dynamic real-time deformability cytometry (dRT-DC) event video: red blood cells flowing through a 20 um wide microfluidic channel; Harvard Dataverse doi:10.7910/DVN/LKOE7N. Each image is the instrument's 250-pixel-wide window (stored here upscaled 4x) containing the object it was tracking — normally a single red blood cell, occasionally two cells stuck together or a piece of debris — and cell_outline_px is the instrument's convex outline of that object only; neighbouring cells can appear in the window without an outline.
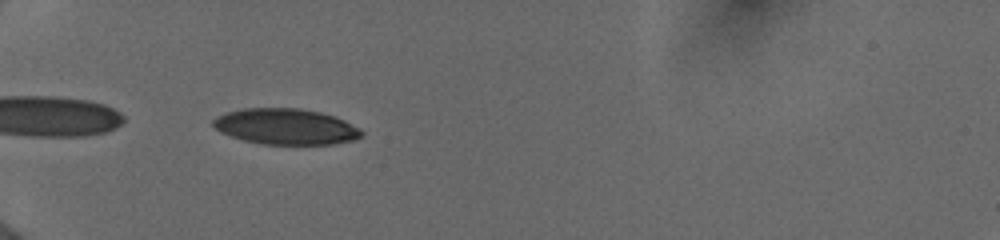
{"species": "human", "species_latin": "Homo sapiens", "temperature_condition": "cold", "stored_images_in_passage": 35, "camera_frame_rate_fps": 3000, "um_per_image_px": 0.085, "donor": {"sex": "female"}, "frame": {"image": 1, "passage_image": 1, "time_ms": 0.0, "image_size_px": [1000, 240], "cell_outline_px": [[364, 136], [356, 140], [332, 144], [260, 144], [244, 140], [220, 132], [212, 124], [212, 120], [216, 116], [228, 112], [244, 108], [300, 108], [320, 112], [344, 120], [360, 128], [364, 132]], "centroid_in_image_um": [24.32, 10.76], "position_along_channel_um": 60.7, "area_um2": 31.1}}
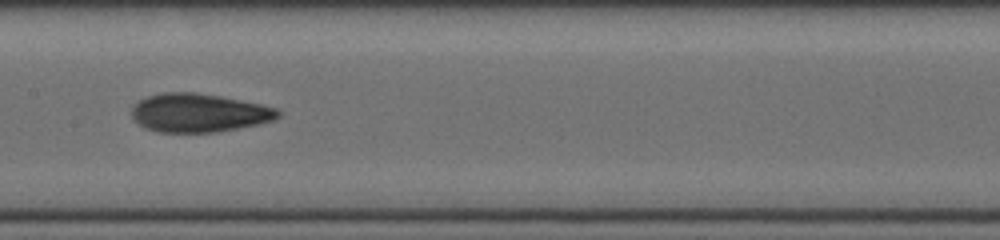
{"frame": {"image": 2, "passage_image": 12, "time_ms": 3.667, "image_size_px": [1000, 240], "cell_outline_px": [[280, 116], [272, 120], [256, 124], [216, 132], [156, 132], [144, 128], [132, 120], [132, 104], [148, 96], [160, 92], [196, 92], [220, 96], [260, 104], [276, 108], [280, 112]], "centroid_in_image_um": [16.83, 9.59], "position_along_channel_um": 190.6, "area_um2": 32.89}}
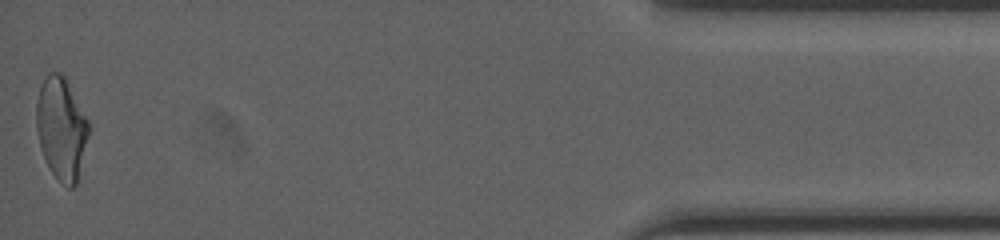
{"frame": {"image": 3, "passage_image": 35, "time_ms": 11.333, "image_size_px": [1000, 240], "cell_outline_px": [[88, 136], [76, 184], [72, 188], [68, 188], [60, 184], [52, 172], [40, 148], [36, 128], [36, 100], [40, 88], [48, 72], [60, 72], [64, 76], [88, 120]], "centroid_in_image_um": [5.19, 10.93], "position_along_channel_um": 430.0, "area_um2": 30.87}, "authors_computed_cell_mechanics": {"area_um2": 31.6744, "velocity_mm_per_s": 4.0107, "shape_relaxation_time_tau1_ms": 5.5195, "shape_relaxation_time_tau2_ms": 2.0086, "deformation_change_tau1": 0.177, "deformation_change_tau2": 0.0809}}